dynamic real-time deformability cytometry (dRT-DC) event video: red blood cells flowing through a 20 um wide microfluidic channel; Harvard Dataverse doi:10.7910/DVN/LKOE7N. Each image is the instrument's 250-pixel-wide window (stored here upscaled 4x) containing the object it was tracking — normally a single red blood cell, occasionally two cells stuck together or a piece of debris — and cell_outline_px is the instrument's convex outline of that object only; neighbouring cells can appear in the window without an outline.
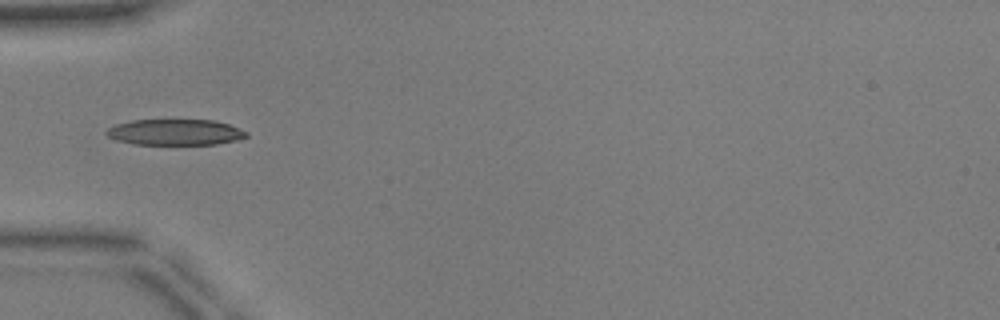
{"species": "common noctule bat (a hibernating species)", "species_latin": "Nyctalus noctula", "temperature_condition": "warm", "stored_images_in_passage": 29, "camera_frame_rate_fps": 3000, "um_per_image_px": 0.085, "animal": {"sex": "male", "body_mass_g": 17.9, "forearm_length_mm": 54.2}, "frame": {"image": 1, "passage_image": 1, "time_ms": 0.0, "image_size_px": [1000, 320], "cell_outline_px": [[248, 136], [236, 140], [216, 144], [136, 144], [116, 140], [108, 136], [104, 132], [108, 128], [116, 124], [132, 120], [216, 120], [228, 124], [248, 132]], "centroid_in_image_um": [14.88, 11.23], "position_along_channel_um": 70.1, "area_um2": 21.04}}
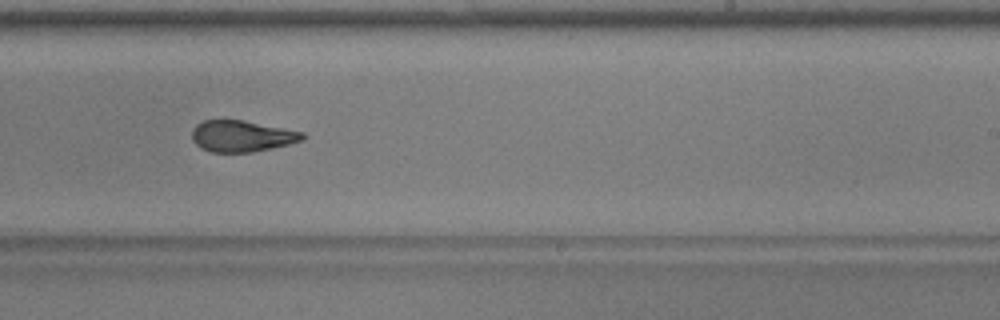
{"frame": {"image": 2, "passage_image": 16, "time_ms": 5.0, "image_size_px": [1000, 320], "cell_outline_px": [[304, 140], [288, 144], [252, 152], [212, 152], [200, 148], [192, 140], [192, 128], [196, 124], [204, 120], [244, 120], [304, 132]], "centroid_in_image_um": [20.52, 11.56], "position_along_channel_um": 268.5, "area_um2": 20.17}, "authors_computed_cell_mechanics": {"area_um2": 20.8658, "velocity_mm_per_s": 3.9619, "shape_relaxation_time_tau1_ms": 4.5647, "shape_relaxation_time_tau2_ms": 2.2302, "deformation_change_tau1": 0.1923, "deformation_change_tau2": 0.1107}}